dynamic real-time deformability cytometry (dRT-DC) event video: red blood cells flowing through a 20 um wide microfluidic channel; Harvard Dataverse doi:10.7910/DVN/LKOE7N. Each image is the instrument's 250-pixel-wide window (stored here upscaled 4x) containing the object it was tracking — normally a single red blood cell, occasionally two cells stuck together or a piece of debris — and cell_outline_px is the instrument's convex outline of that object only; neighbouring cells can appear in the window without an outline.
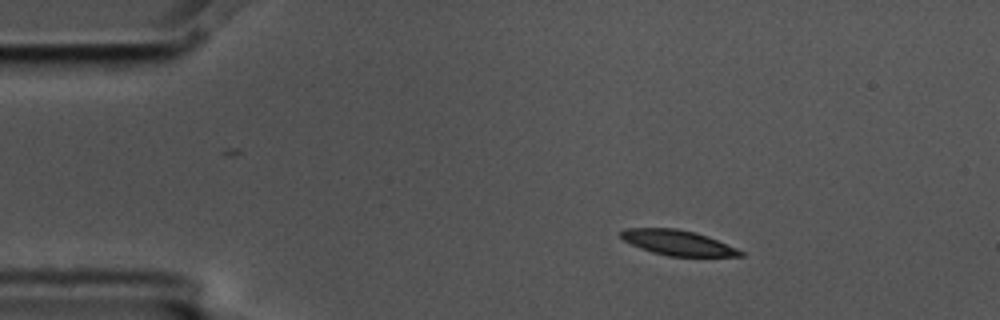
{"species": "common noctule bat (a hibernating species)", "species_latin": "Nyctalus noctula", "temperature_condition": "cold", "stored_images_in_passage": 3, "camera_frame_rate_fps": 3000, "um_per_image_px": 0.085, "animal": {"sex": "male", "body_mass_g": 17.5, "forearm_length_mm": 52.3}, "frame": {"image": 1, "passage_image": 1, "time_ms": 0.0, "image_size_px": [1000, 320], "cell_outline_px": [[744, 256], [668, 256], [652, 252], [640, 248], [624, 240], [616, 232], [624, 228], [676, 228], [696, 232], [708, 236], [736, 248], [744, 252]], "centroid_in_image_um": [57.57, 20.62], "position_along_channel_um": 27.4, "area_um2": 17.57}}